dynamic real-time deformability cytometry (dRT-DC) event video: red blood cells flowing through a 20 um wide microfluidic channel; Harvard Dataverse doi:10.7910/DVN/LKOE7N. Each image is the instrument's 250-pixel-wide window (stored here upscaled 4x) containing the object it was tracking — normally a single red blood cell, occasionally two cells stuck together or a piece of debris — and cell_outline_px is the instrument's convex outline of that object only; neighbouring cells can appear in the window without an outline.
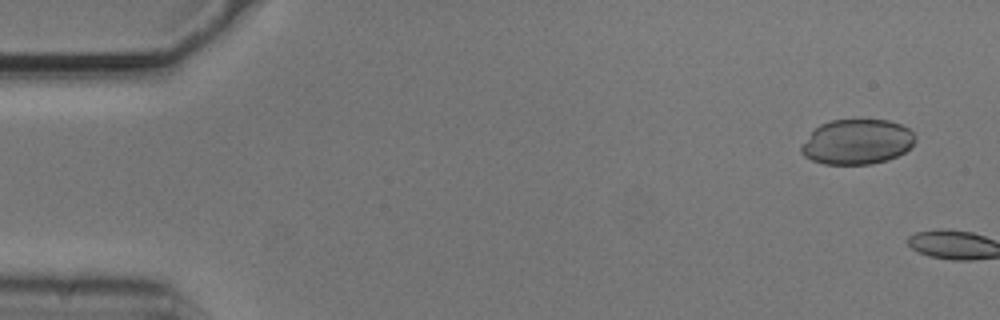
{"species": "common noctule bat (a hibernating species)", "species_latin": "Nyctalus noctula", "temperature_condition": "cold", "stored_images_in_passage": 5, "camera_frame_rate_fps": 3000, "um_per_image_px": 0.085, "animal": {"sex": "male", "body_mass_g": 20.5, "forearm_length_mm": 52.5}, "frame": {"image": 1, "passage_image": 3, "time_ms": 0.667, "image_size_px": [1000, 320], "cell_outline_px": [[916, 140], [904, 152], [888, 160], [872, 164], [824, 164], [812, 160], [804, 156], [800, 152], [800, 148], [812, 132], [820, 124], [832, 120], [888, 120], [900, 124], [908, 128], [916, 136]], "centroid_in_image_um": [72.85, 12.06], "position_along_channel_um": 12.1, "area_um2": 29.77}}